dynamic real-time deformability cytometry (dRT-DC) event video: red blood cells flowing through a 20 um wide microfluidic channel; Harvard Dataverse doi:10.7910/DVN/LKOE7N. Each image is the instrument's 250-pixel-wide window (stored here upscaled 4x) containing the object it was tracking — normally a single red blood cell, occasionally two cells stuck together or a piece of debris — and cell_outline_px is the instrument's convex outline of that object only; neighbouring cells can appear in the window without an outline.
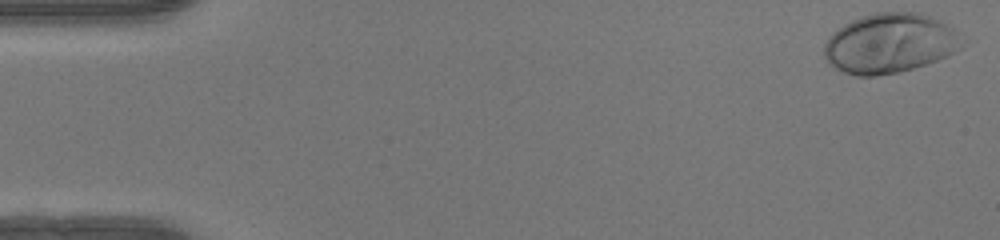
{"species": "human", "species_latin": "Homo sapiens", "temperature_condition": "warm", "stored_images_in_passage": 49, "camera_frame_rate_fps": 3000, "um_per_image_px": 0.085, "donor": {"sex": "female"}, "frame": {"image": 1, "passage_image": 1, "time_ms": 0.0, "image_size_px": [1000, 240], "cell_outline_px": [[960, 48], [936, 60], [912, 68], [896, 72], [876, 76], [856, 76], [844, 72], [836, 68], [824, 56], [824, 44], [828, 36], [832, 32], [844, 24], [860, 16], [876, 12], [920, 12], [952, 28], [960, 44]], "centroid_in_image_um": [75.53, 3.67], "position_along_channel_um": 9.5, "area_um2": 47.05}}
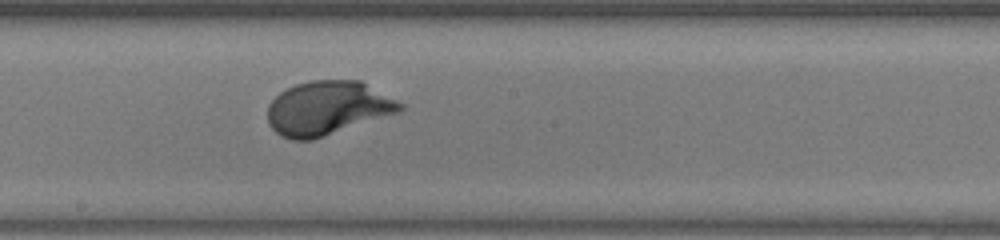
{"frame": {"image": 2, "passage_image": 27, "time_ms": 8.667, "image_size_px": [1000, 240], "cell_outline_px": [[404, 108], [400, 112], [312, 140], [292, 140], [280, 136], [268, 124], [268, 104], [280, 92], [296, 84], [312, 80], [360, 80], [404, 104]], "centroid_in_image_um": [27.84, 9.19], "position_along_channel_um": 220.4, "area_um2": 41.62}}
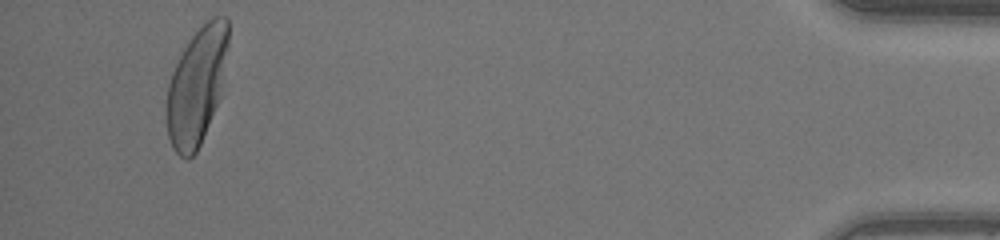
{"frame": {"image": 3, "passage_image": 47, "time_ms": 15.333, "image_size_px": [1000, 240], "cell_outline_px": [[228, 44], [220, 96], [200, 144], [196, 152], [188, 160], [184, 160], [172, 148], [168, 136], [164, 108], [168, 84], [172, 72], [184, 48], [192, 36], [212, 16], [224, 16], [228, 20]], "centroid_in_image_um": [16.68, 7.35], "position_along_channel_um": 418.5, "area_um2": 41.96}, "authors_computed_cell_mechanics": {"area_um2": 41.616, "velocity_mm_per_s": 4.1381, "shape_relaxation_time_tau1_ms": 2.125, "shape_relaxation_time_tau2_ms": null, "deformation_change_tau1": 0.1888, "deformation_change_tau2": null}}